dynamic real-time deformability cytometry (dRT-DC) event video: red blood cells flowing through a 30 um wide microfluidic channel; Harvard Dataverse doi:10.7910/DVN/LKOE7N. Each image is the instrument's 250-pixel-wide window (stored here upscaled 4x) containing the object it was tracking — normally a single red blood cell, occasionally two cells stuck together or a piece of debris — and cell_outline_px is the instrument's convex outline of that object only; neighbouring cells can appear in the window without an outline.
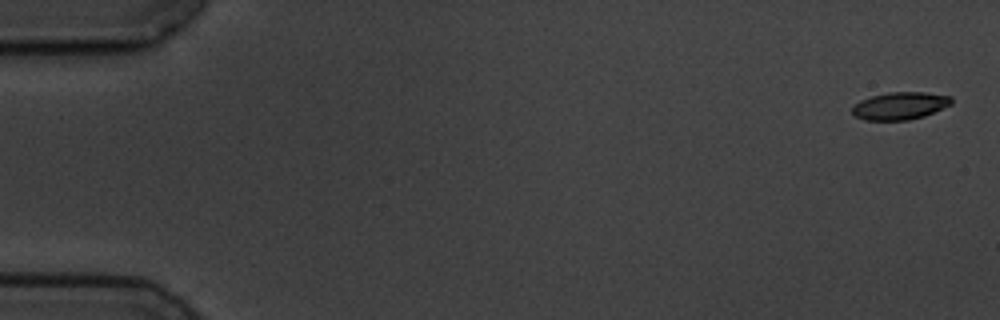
{"species": "common noctule bat (a hibernating species)", "species_latin": "Nyctalus noctula", "temperature_condition": "cold", "stored_images_in_passage": 6, "camera_frame_rate_fps": 3000, "um_per_image_px": 0.085, "animal": {"sex": "male", "body_mass_g": 19.5, "forearm_length_mm": 54.6}, "frame": {"image": 1, "passage_image": 1, "time_ms": 0.0, "image_size_px": [1000, 320], "cell_outline_px": [[952, 104], [924, 116], [908, 120], [864, 120], [856, 116], [852, 112], [852, 108], [860, 100], [872, 96], [888, 92], [924, 92], [952, 96]], "centroid_in_image_um": [76.52, 8.99], "position_along_channel_um": 8.5, "area_um2": 15.84}}